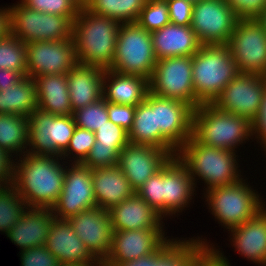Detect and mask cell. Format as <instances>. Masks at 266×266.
<instances>
[{
  "mask_svg": "<svg viewBox=\"0 0 266 266\" xmlns=\"http://www.w3.org/2000/svg\"><path fill=\"white\" fill-rule=\"evenodd\" d=\"M136 23L149 32L168 25L170 18L166 0H147Z\"/></svg>",
  "mask_w": 266,
  "mask_h": 266,
  "instance_id": "cell-37",
  "label": "cell"
},
{
  "mask_svg": "<svg viewBox=\"0 0 266 266\" xmlns=\"http://www.w3.org/2000/svg\"><path fill=\"white\" fill-rule=\"evenodd\" d=\"M226 45L240 73L266 76V31L257 19H238Z\"/></svg>",
  "mask_w": 266,
  "mask_h": 266,
  "instance_id": "cell-10",
  "label": "cell"
},
{
  "mask_svg": "<svg viewBox=\"0 0 266 266\" xmlns=\"http://www.w3.org/2000/svg\"><path fill=\"white\" fill-rule=\"evenodd\" d=\"M176 156L186 166L195 188L198 179L207 185L206 191L243 179L235 151L203 145L192 136L177 151Z\"/></svg>",
  "mask_w": 266,
  "mask_h": 266,
  "instance_id": "cell-3",
  "label": "cell"
},
{
  "mask_svg": "<svg viewBox=\"0 0 266 266\" xmlns=\"http://www.w3.org/2000/svg\"><path fill=\"white\" fill-rule=\"evenodd\" d=\"M165 235L164 229L114 231L112 246L101 266H116L148 256L168 240Z\"/></svg>",
  "mask_w": 266,
  "mask_h": 266,
  "instance_id": "cell-17",
  "label": "cell"
},
{
  "mask_svg": "<svg viewBox=\"0 0 266 266\" xmlns=\"http://www.w3.org/2000/svg\"><path fill=\"white\" fill-rule=\"evenodd\" d=\"M76 235L102 263L112 246L113 228L109 212L95 207L68 219Z\"/></svg>",
  "mask_w": 266,
  "mask_h": 266,
  "instance_id": "cell-19",
  "label": "cell"
},
{
  "mask_svg": "<svg viewBox=\"0 0 266 266\" xmlns=\"http://www.w3.org/2000/svg\"><path fill=\"white\" fill-rule=\"evenodd\" d=\"M124 147L99 145V142H95L86 159L81 164L91 170L115 167L118 163V155Z\"/></svg>",
  "mask_w": 266,
  "mask_h": 266,
  "instance_id": "cell-40",
  "label": "cell"
},
{
  "mask_svg": "<svg viewBox=\"0 0 266 266\" xmlns=\"http://www.w3.org/2000/svg\"><path fill=\"white\" fill-rule=\"evenodd\" d=\"M81 6H85L89 0H76Z\"/></svg>",
  "mask_w": 266,
  "mask_h": 266,
  "instance_id": "cell-55",
  "label": "cell"
},
{
  "mask_svg": "<svg viewBox=\"0 0 266 266\" xmlns=\"http://www.w3.org/2000/svg\"><path fill=\"white\" fill-rule=\"evenodd\" d=\"M238 19H257L266 7V0H225Z\"/></svg>",
  "mask_w": 266,
  "mask_h": 266,
  "instance_id": "cell-45",
  "label": "cell"
},
{
  "mask_svg": "<svg viewBox=\"0 0 266 266\" xmlns=\"http://www.w3.org/2000/svg\"><path fill=\"white\" fill-rule=\"evenodd\" d=\"M10 34V13L9 6L0 8V40Z\"/></svg>",
  "mask_w": 266,
  "mask_h": 266,
  "instance_id": "cell-53",
  "label": "cell"
},
{
  "mask_svg": "<svg viewBox=\"0 0 266 266\" xmlns=\"http://www.w3.org/2000/svg\"><path fill=\"white\" fill-rule=\"evenodd\" d=\"M156 59L193 56L202 46L191 26L173 23L151 32Z\"/></svg>",
  "mask_w": 266,
  "mask_h": 266,
  "instance_id": "cell-25",
  "label": "cell"
},
{
  "mask_svg": "<svg viewBox=\"0 0 266 266\" xmlns=\"http://www.w3.org/2000/svg\"><path fill=\"white\" fill-rule=\"evenodd\" d=\"M95 142L105 146H126L129 143L128 132L111 121L95 131Z\"/></svg>",
  "mask_w": 266,
  "mask_h": 266,
  "instance_id": "cell-43",
  "label": "cell"
},
{
  "mask_svg": "<svg viewBox=\"0 0 266 266\" xmlns=\"http://www.w3.org/2000/svg\"><path fill=\"white\" fill-rule=\"evenodd\" d=\"M77 127L95 132L108 121L107 101L101 98L99 101L84 106L73 112Z\"/></svg>",
  "mask_w": 266,
  "mask_h": 266,
  "instance_id": "cell-38",
  "label": "cell"
},
{
  "mask_svg": "<svg viewBox=\"0 0 266 266\" xmlns=\"http://www.w3.org/2000/svg\"><path fill=\"white\" fill-rule=\"evenodd\" d=\"M257 20L262 24L263 28L266 31V7L264 8V11L260 14V16L257 18Z\"/></svg>",
  "mask_w": 266,
  "mask_h": 266,
  "instance_id": "cell-54",
  "label": "cell"
},
{
  "mask_svg": "<svg viewBox=\"0 0 266 266\" xmlns=\"http://www.w3.org/2000/svg\"><path fill=\"white\" fill-rule=\"evenodd\" d=\"M13 158L11 153L0 148V184H12L15 168Z\"/></svg>",
  "mask_w": 266,
  "mask_h": 266,
  "instance_id": "cell-49",
  "label": "cell"
},
{
  "mask_svg": "<svg viewBox=\"0 0 266 266\" xmlns=\"http://www.w3.org/2000/svg\"><path fill=\"white\" fill-rule=\"evenodd\" d=\"M54 218L52 208H29L6 235L20 251L43 246Z\"/></svg>",
  "mask_w": 266,
  "mask_h": 266,
  "instance_id": "cell-23",
  "label": "cell"
},
{
  "mask_svg": "<svg viewBox=\"0 0 266 266\" xmlns=\"http://www.w3.org/2000/svg\"><path fill=\"white\" fill-rule=\"evenodd\" d=\"M145 102L155 110L156 128L179 150L192 136L194 108L184 101L148 93Z\"/></svg>",
  "mask_w": 266,
  "mask_h": 266,
  "instance_id": "cell-15",
  "label": "cell"
},
{
  "mask_svg": "<svg viewBox=\"0 0 266 266\" xmlns=\"http://www.w3.org/2000/svg\"><path fill=\"white\" fill-rule=\"evenodd\" d=\"M28 141V117L0 113V148L11 154H16L15 157L19 154L18 156L20 157L27 153Z\"/></svg>",
  "mask_w": 266,
  "mask_h": 266,
  "instance_id": "cell-33",
  "label": "cell"
},
{
  "mask_svg": "<svg viewBox=\"0 0 266 266\" xmlns=\"http://www.w3.org/2000/svg\"><path fill=\"white\" fill-rule=\"evenodd\" d=\"M199 238H196L197 240L175 238L157 257L155 266H202L209 258L210 245L204 238L201 240Z\"/></svg>",
  "mask_w": 266,
  "mask_h": 266,
  "instance_id": "cell-31",
  "label": "cell"
},
{
  "mask_svg": "<svg viewBox=\"0 0 266 266\" xmlns=\"http://www.w3.org/2000/svg\"><path fill=\"white\" fill-rule=\"evenodd\" d=\"M147 0H89L84 6L90 12L122 23H133Z\"/></svg>",
  "mask_w": 266,
  "mask_h": 266,
  "instance_id": "cell-34",
  "label": "cell"
},
{
  "mask_svg": "<svg viewBox=\"0 0 266 266\" xmlns=\"http://www.w3.org/2000/svg\"><path fill=\"white\" fill-rule=\"evenodd\" d=\"M156 63L151 32L136 22L122 23L118 30L115 57L110 69L149 80Z\"/></svg>",
  "mask_w": 266,
  "mask_h": 266,
  "instance_id": "cell-7",
  "label": "cell"
},
{
  "mask_svg": "<svg viewBox=\"0 0 266 266\" xmlns=\"http://www.w3.org/2000/svg\"><path fill=\"white\" fill-rule=\"evenodd\" d=\"M26 76L67 74L79 63L73 38L56 41H35L26 43Z\"/></svg>",
  "mask_w": 266,
  "mask_h": 266,
  "instance_id": "cell-14",
  "label": "cell"
},
{
  "mask_svg": "<svg viewBox=\"0 0 266 266\" xmlns=\"http://www.w3.org/2000/svg\"><path fill=\"white\" fill-rule=\"evenodd\" d=\"M195 186L186 166L172 156L163 166V217L182 212L191 202Z\"/></svg>",
  "mask_w": 266,
  "mask_h": 266,
  "instance_id": "cell-21",
  "label": "cell"
},
{
  "mask_svg": "<svg viewBox=\"0 0 266 266\" xmlns=\"http://www.w3.org/2000/svg\"><path fill=\"white\" fill-rule=\"evenodd\" d=\"M108 212L113 231L164 229V217L136 192Z\"/></svg>",
  "mask_w": 266,
  "mask_h": 266,
  "instance_id": "cell-22",
  "label": "cell"
},
{
  "mask_svg": "<svg viewBox=\"0 0 266 266\" xmlns=\"http://www.w3.org/2000/svg\"><path fill=\"white\" fill-rule=\"evenodd\" d=\"M22 156L15 161L12 185L29 208H52L64 186L66 164L60 162L64 159L29 153Z\"/></svg>",
  "mask_w": 266,
  "mask_h": 266,
  "instance_id": "cell-1",
  "label": "cell"
},
{
  "mask_svg": "<svg viewBox=\"0 0 266 266\" xmlns=\"http://www.w3.org/2000/svg\"><path fill=\"white\" fill-rule=\"evenodd\" d=\"M29 9L59 16H77L81 5L76 0H20Z\"/></svg>",
  "mask_w": 266,
  "mask_h": 266,
  "instance_id": "cell-41",
  "label": "cell"
},
{
  "mask_svg": "<svg viewBox=\"0 0 266 266\" xmlns=\"http://www.w3.org/2000/svg\"><path fill=\"white\" fill-rule=\"evenodd\" d=\"M23 76L15 70L0 69V91L15 85Z\"/></svg>",
  "mask_w": 266,
  "mask_h": 266,
  "instance_id": "cell-52",
  "label": "cell"
},
{
  "mask_svg": "<svg viewBox=\"0 0 266 266\" xmlns=\"http://www.w3.org/2000/svg\"><path fill=\"white\" fill-rule=\"evenodd\" d=\"M27 47L17 37L9 34L0 40V69L18 71L23 77L27 73Z\"/></svg>",
  "mask_w": 266,
  "mask_h": 266,
  "instance_id": "cell-36",
  "label": "cell"
},
{
  "mask_svg": "<svg viewBox=\"0 0 266 266\" xmlns=\"http://www.w3.org/2000/svg\"><path fill=\"white\" fill-rule=\"evenodd\" d=\"M239 74L226 44L202 45L192 56L195 109L200 104H213L223 88Z\"/></svg>",
  "mask_w": 266,
  "mask_h": 266,
  "instance_id": "cell-4",
  "label": "cell"
},
{
  "mask_svg": "<svg viewBox=\"0 0 266 266\" xmlns=\"http://www.w3.org/2000/svg\"><path fill=\"white\" fill-rule=\"evenodd\" d=\"M29 209L12 184H0V231L5 234Z\"/></svg>",
  "mask_w": 266,
  "mask_h": 266,
  "instance_id": "cell-35",
  "label": "cell"
},
{
  "mask_svg": "<svg viewBox=\"0 0 266 266\" xmlns=\"http://www.w3.org/2000/svg\"><path fill=\"white\" fill-rule=\"evenodd\" d=\"M252 132L255 139L260 142L264 151L266 150V88L263 95V101L258 116L252 122Z\"/></svg>",
  "mask_w": 266,
  "mask_h": 266,
  "instance_id": "cell-48",
  "label": "cell"
},
{
  "mask_svg": "<svg viewBox=\"0 0 266 266\" xmlns=\"http://www.w3.org/2000/svg\"><path fill=\"white\" fill-rule=\"evenodd\" d=\"M149 92L160 97L184 101L195 109L192 56L157 60L149 79Z\"/></svg>",
  "mask_w": 266,
  "mask_h": 266,
  "instance_id": "cell-11",
  "label": "cell"
},
{
  "mask_svg": "<svg viewBox=\"0 0 266 266\" xmlns=\"http://www.w3.org/2000/svg\"><path fill=\"white\" fill-rule=\"evenodd\" d=\"M95 141V132L76 126L70 139V143L66 151L61 155V158H69L70 160L68 161H71V163L81 164L86 159L89 151L95 144ZM71 154L73 160H71Z\"/></svg>",
  "mask_w": 266,
  "mask_h": 266,
  "instance_id": "cell-39",
  "label": "cell"
},
{
  "mask_svg": "<svg viewBox=\"0 0 266 266\" xmlns=\"http://www.w3.org/2000/svg\"><path fill=\"white\" fill-rule=\"evenodd\" d=\"M265 88L266 76L240 73L223 88L213 105L252 123L261 109Z\"/></svg>",
  "mask_w": 266,
  "mask_h": 266,
  "instance_id": "cell-12",
  "label": "cell"
},
{
  "mask_svg": "<svg viewBox=\"0 0 266 266\" xmlns=\"http://www.w3.org/2000/svg\"><path fill=\"white\" fill-rule=\"evenodd\" d=\"M45 246L61 266H101L73 230L69 220L54 218Z\"/></svg>",
  "mask_w": 266,
  "mask_h": 266,
  "instance_id": "cell-20",
  "label": "cell"
},
{
  "mask_svg": "<svg viewBox=\"0 0 266 266\" xmlns=\"http://www.w3.org/2000/svg\"><path fill=\"white\" fill-rule=\"evenodd\" d=\"M92 186L97 207L107 211L135 193L118 166L92 170Z\"/></svg>",
  "mask_w": 266,
  "mask_h": 266,
  "instance_id": "cell-28",
  "label": "cell"
},
{
  "mask_svg": "<svg viewBox=\"0 0 266 266\" xmlns=\"http://www.w3.org/2000/svg\"><path fill=\"white\" fill-rule=\"evenodd\" d=\"M17 3L9 7L10 34L14 37L25 44L72 38L73 21L77 16L42 13L27 8L20 1Z\"/></svg>",
  "mask_w": 266,
  "mask_h": 266,
  "instance_id": "cell-8",
  "label": "cell"
},
{
  "mask_svg": "<svg viewBox=\"0 0 266 266\" xmlns=\"http://www.w3.org/2000/svg\"><path fill=\"white\" fill-rule=\"evenodd\" d=\"M129 143L153 146L176 156L177 149L156 128L155 110L145 101L136 106L133 126L128 132Z\"/></svg>",
  "mask_w": 266,
  "mask_h": 266,
  "instance_id": "cell-30",
  "label": "cell"
},
{
  "mask_svg": "<svg viewBox=\"0 0 266 266\" xmlns=\"http://www.w3.org/2000/svg\"><path fill=\"white\" fill-rule=\"evenodd\" d=\"M192 137L206 146L236 151L237 146L254 136L252 123L246 118L213 104H200L193 112Z\"/></svg>",
  "mask_w": 266,
  "mask_h": 266,
  "instance_id": "cell-5",
  "label": "cell"
},
{
  "mask_svg": "<svg viewBox=\"0 0 266 266\" xmlns=\"http://www.w3.org/2000/svg\"><path fill=\"white\" fill-rule=\"evenodd\" d=\"M135 110L136 106L107 102L109 121L122 127L127 132H129L133 126Z\"/></svg>",
  "mask_w": 266,
  "mask_h": 266,
  "instance_id": "cell-46",
  "label": "cell"
},
{
  "mask_svg": "<svg viewBox=\"0 0 266 266\" xmlns=\"http://www.w3.org/2000/svg\"><path fill=\"white\" fill-rule=\"evenodd\" d=\"M120 25L119 21L96 15L81 6L73 21L72 31L78 63L110 69Z\"/></svg>",
  "mask_w": 266,
  "mask_h": 266,
  "instance_id": "cell-2",
  "label": "cell"
},
{
  "mask_svg": "<svg viewBox=\"0 0 266 266\" xmlns=\"http://www.w3.org/2000/svg\"><path fill=\"white\" fill-rule=\"evenodd\" d=\"M102 93L107 102L137 106L145 101L149 93V80L107 69L104 72Z\"/></svg>",
  "mask_w": 266,
  "mask_h": 266,
  "instance_id": "cell-26",
  "label": "cell"
},
{
  "mask_svg": "<svg viewBox=\"0 0 266 266\" xmlns=\"http://www.w3.org/2000/svg\"><path fill=\"white\" fill-rule=\"evenodd\" d=\"M193 4L199 2L200 0H190Z\"/></svg>",
  "mask_w": 266,
  "mask_h": 266,
  "instance_id": "cell-56",
  "label": "cell"
},
{
  "mask_svg": "<svg viewBox=\"0 0 266 266\" xmlns=\"http://www.w3.org/2000/svg\"><path fill=\"white\" fill-rule=\"evenodd\" d=\"M175 240V238L168 239L157 251L154 253L136 259L132 261H128L122 264H118L116 266H155L157 263V257Z\"/></svg>",
  "mask_w": 266,
  "mask_h": 266,
  "instance_id": "cell-50",
  "label": "cell"
},
{
  "mask_svg": "<svg viewBox=\"0 0 266 266\" xmlns=\"http://www.w3.org/2000/svg\"><path fill=\"white\" fill-rule=\"evenodd\" d=\"M105 70L78 64L67 73V84L73 112L103 98Z\"/></svg>",
  "mask_w": 266,
  "mask_h": 266,
  "instance_id": "cell-27",
  "label": "cell"
},
{
  "mask_svg": "<svg viewBox=\"0 0 266 266\" xmlns=\"http://www.w3.org/2000/svg\"><path fill=\"white\" fill-rule=\"evenodd\" d=\"M172 155L163 149L128 143L118 155L117 166L136 191L159 172Z\"/></svg>",
  "mask_w": 266,
  "mask_h": 266,
  "instance_id": "cell-18",
  "label": "cell"
},
{
  "mask_svg": "<svg viewBox=\"0 0 266 266\" xmlns=\"http://www.w3.org/2000/svg\"><path fill=\"white\" fill-rule=\"evenodd\" d=\"M245 181L241 179L234 184L204 192L211 214L228 230L256 217L266 208L258 192Z\"/></svg>",
  "mask_w": 266,
  "mask_h": 266,
  "instance_id": "cell-6",
  "label": "cell"
},
{
  "mask_svg": "<svg viewBox=\"0 0 266 266\" xmlns=\"http://www.w3.org/2000/svg\"><path fill=\"white\" fill-rule=\"evenodd\" d=\"M135 192L163 216V167Z\"/></svg>",
  "mask_w": 266,
  "mask_h": 266,
  "instance_id": "cell-42",
  "label": "cell"
},
{
  "mask_svg": "<svg viewBox=\"0 0 266 266\" xmlns=\"http://www.w3.org/2000/svg\"><path fill=\"white\" fill-rule=\"evenodd\" d=\"M227 231H231L230 240L240 255L258 266L266 264V208L256 217Z\"/></svg>",
  "mask_w": 266,
  "mask_h": 266,
  "instance_id": "cell-24",
  "label": "cell"
},
{
  "mask_svg": "<svg viewBox=\"0 0 266 266\" xmlns=\"http://www.w3.org/2000/svg\"><path fill=\"white\" fill-rule=\"evenodd\" d=\"M37 109L36 82L22 77L15 85L0 91V113L29 117Z\"/></svg>",
  "mask_w": 266,
  "mask_h": 266,
  "instance_id": "cell-32",
  "label": "cell"
},
{
  "mask_svg": "<svg viewBox=\"0 0 266 266\" xmlns=\"http://www.w3.org/2000/svg\"><path fill=\"white\" fill-rule=\"evenodd\" d=\"M213 246L214 245L210 244L209 258L204 262L202 266H231L226 256H224L221 251Z\"/></svg>",
  "mask_w": 266,
  "mask_h": 266,
  "instance_id": "cell-51",
  "label": "cell"
},
{
  "mask_svg": "<svg viewBox=\"0 0 266 266\" xmlns=\"http://www.w3.org/2000/svg\"><path fill=\"white\" fill-rule=\"evenodd\" d=\"M238 17L225 0L194 3L191 28L202 45L227 44Z\"/></svg>",
  "mask_w": 266,
  "mask_h": 266,
  "instance_id": "cell-13",
  "label": "cell"
},
{
  "mask_svg": "<svg viewBox=\"0 0 266 266\" xmlns=\"http://www.w3.org/2000/svg\"><path fill=\"white\" fill-rule=\"evenodd\" d=\"M68 167V168H67ZM97 207L92 186V170L80 163L66 166L64 186L53 214L59 219H69L82 211Z\"/></svg>",
  "mask_w": 266,
  "mask_h": 266,
  "instance_id": "cell-16",
  "label": "cell"
},
{
  "mask_svg": "<svg viewBox=\"0 0 266 266\" xmlns=\"http://www.w3.org/2000/svg\"><path fill=\"white\" fill-rule=\"evenodd\" d=\"M28 120L27 153L61 157L76 128L73 115H53L37 108Z\"/></svg>",
  "mask_w": 266,
  "mask_h": 266,
  "instance_id": "cell-9",
  "label": "cell"
},
{
  "mask_svg": "<svg viewBox=\"0 0 266 266\" xmlns=\"http://www.w3.org/2000/svg\"><path fill=\"white\" fill-rule=\"evenodd\" d=\"M21 266H61L45 245L21 251Z\"/></svg>",
  "mask_w": 266,
  "mask_h": 266,
  "instance_id": "cell-44",
  "label": "cell"
},
{
  "mask_svg": "<svg viewBox=\"0 0 266 266\" xmlns=\"http://www.w3.org/2000/svg\"><path fill=\"white\" fill-rule=\"evenodd\" d=\"M37 108L53 115H73L67 74L35 76Z\"/></svg>",
  "mask_w": 266,
  "mask_h": 266,
  "instance_id": "cell-29",
  "label": "cell"
},
{
  "mask_svg": "<svg viewBox=\"0 0 266 266\" xmlns=\"http://www.w3.org/2000/svg\"><path fill=\"white\" fill-rule=\"evenodd\" d=\"M170 22L190 26L194 4L190 0H166Z\"/></svg>",
  "mask_w": 266,
  "mask_h": 266,
  "instance_id": "cell-47",
  "label": "cell"
}]
</instances>
